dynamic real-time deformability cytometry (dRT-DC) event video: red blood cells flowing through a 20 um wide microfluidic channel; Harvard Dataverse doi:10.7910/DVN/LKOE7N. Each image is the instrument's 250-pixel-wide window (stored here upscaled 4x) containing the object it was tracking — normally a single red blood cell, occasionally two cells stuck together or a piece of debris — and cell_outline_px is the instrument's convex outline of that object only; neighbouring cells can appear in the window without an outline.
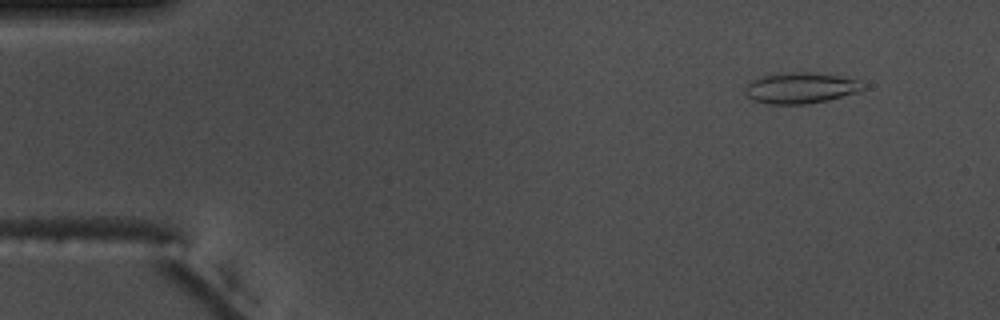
{"species": "common noctule bat (a hibernating species)", "species_latin": "Nyctalus noctula", "temperature_condition": "warm", "stored_images_in_passage": 54, "camera_frame_rate_fps": 3000, "um_per_image_px": 0.085, "animal": {"sex": "male", "body_mass_g": 17.5, "forearm_length_mm": 52.3}, "frame": {"image": 1, "passage_image": 5, "time_ms": 1.333, "image_size_px": [1000, 320], "cell_outline_px": [[868, 88], [856, 92], [828, 100], [804, 104], [768, 104], [752, 100], [744, 92], [744, 88], [752, 80], [764, 76], [792, 72], [812, 72], [836, 76], [856, 80], [864, 84]], "centroid_in_image_um": [68.04, 7.49], "position_along_channel_um": 17.0, "area_um2": 20.98}}
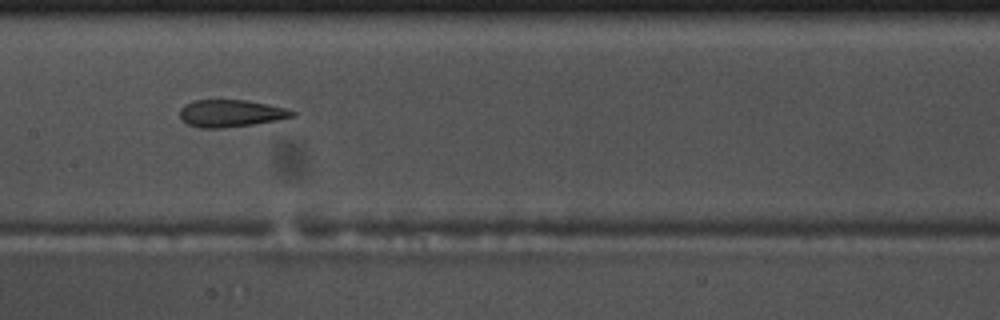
{"frame": {"image": 2, "passage_image": 27, "time_ms": 8.667, "image_size_px": [1000, 320], "cell_outline_px": [[296, 116], [276, 120], [252, 124], [220, 128], [200, 128], [188, 124], [180, 116], [180, 108], [184, 104], [192, 100], [244, 100], [268, 104], [288, 108], [296, 112]], "centroid_in_image_um": [19.63, 9.62], "position_along_channel_um": 187.8, "area_um2": 17.8}}
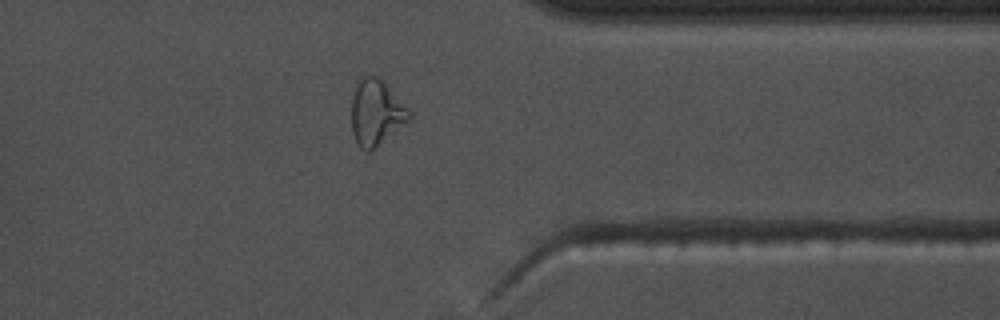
{"frame": {"image": 3, "passage_image": 43, "time_ms": 14.0, "image_size_px": [1000, 320], "cell_outline_px": [[412, 116], [408, 120], [368, 152], [364, 152], [356, 144], [352, 132], [352, 100], [356, 80], [364, 72], [376, 76], [412, 112]], "centroid_in_image_um": [31.91, 9.53], "position_along_channel_um": 379.5, "area_um2": 21.79}, "authors_computed_cell_mechanics": {"area_um2": 19.8832, "velocity_mm_per_s": 3.7326, "shape_relaxation_time_tau1_ms": null, "shape_relaxation_time_tau2_ms": 2.295, "deformation_change_tau1": null, "deformation_change_tau2": 0.1186}}